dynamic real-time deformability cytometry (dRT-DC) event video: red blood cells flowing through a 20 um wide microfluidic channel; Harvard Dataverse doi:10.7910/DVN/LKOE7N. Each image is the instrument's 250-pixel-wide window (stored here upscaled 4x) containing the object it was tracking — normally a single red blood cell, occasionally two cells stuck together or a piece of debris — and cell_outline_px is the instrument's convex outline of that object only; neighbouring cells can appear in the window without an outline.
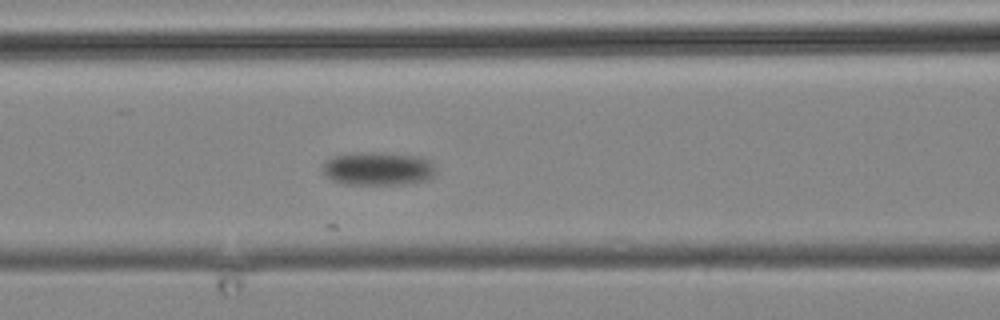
{"species": "common noctule bat (a hibernating species)", "species_latin": "Nyctalus noctula", "temperature_condition": "cold", "stored_images_in_passage": 16, "camera_frame_rate_fps": 3000, "um_per_image_px": 0.085, "animal": {"sex": "male", "body_mass_g": 19.2, "forearm_length_mm": 51.8}, "frame": {"image": 1, "passage_image": 16, "time_ms": 17.333, "image_size_px": [1000, 320], "cell_outline_px": [[436, 168], [432, 176], [428, 180], [404, 184], [344, 184], [332, 180], [324, 172], [324, 164], [328, 160], [336, 156], [364, 152], [376, 152], [420, 156], [428, 160]], "centroid_in_image_um": [32.18, 14.34], "position_along_channel_um": 134.4, "area_um2": 21.68}}